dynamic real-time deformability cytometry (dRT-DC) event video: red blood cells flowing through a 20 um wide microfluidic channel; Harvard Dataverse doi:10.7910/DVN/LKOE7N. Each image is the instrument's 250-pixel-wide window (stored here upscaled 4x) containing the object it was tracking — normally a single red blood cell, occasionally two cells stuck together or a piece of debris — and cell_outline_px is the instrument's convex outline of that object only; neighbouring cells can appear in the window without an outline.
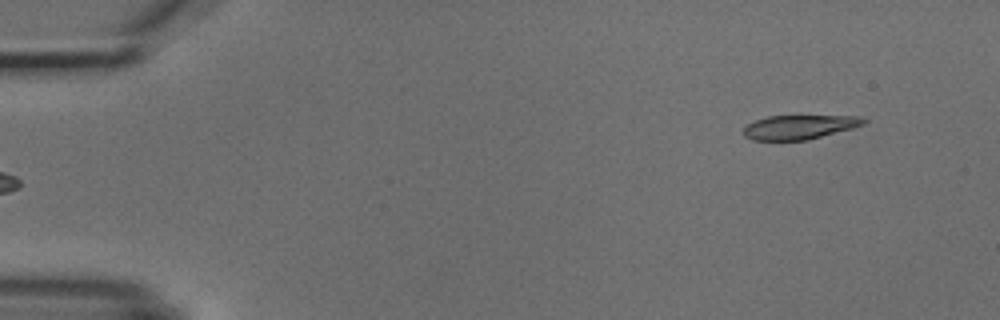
{"species": "common noctule bat (a hibernating species)", "species_latin": "Nyctalus noctula", "temperature_condition": "cold", "stored_images_in_passage": 4, "segment_of_instrument_passage": [2, 2], "camera_frame_rate_fps": 3000, "um_per_image_px": 0.085, "animal": {"sex": "male", "body_mass_g": 18.8}, "frame": {"image": 1, "passage_image": 4, "time_ms": 3.333, "image_size_px": [1000, 320], "cell_outline_px": [[868, 120], [864, 124], [852, 128], [808, 140], [752, 140], [744, 136], [744, 128], [748, 124], [756, 120], [768, 116], [856, 116]], "centroid_in_image_um": [67.93, 10.8], "position_along_channel_um": 17.1, "area_um2": 16.76}}